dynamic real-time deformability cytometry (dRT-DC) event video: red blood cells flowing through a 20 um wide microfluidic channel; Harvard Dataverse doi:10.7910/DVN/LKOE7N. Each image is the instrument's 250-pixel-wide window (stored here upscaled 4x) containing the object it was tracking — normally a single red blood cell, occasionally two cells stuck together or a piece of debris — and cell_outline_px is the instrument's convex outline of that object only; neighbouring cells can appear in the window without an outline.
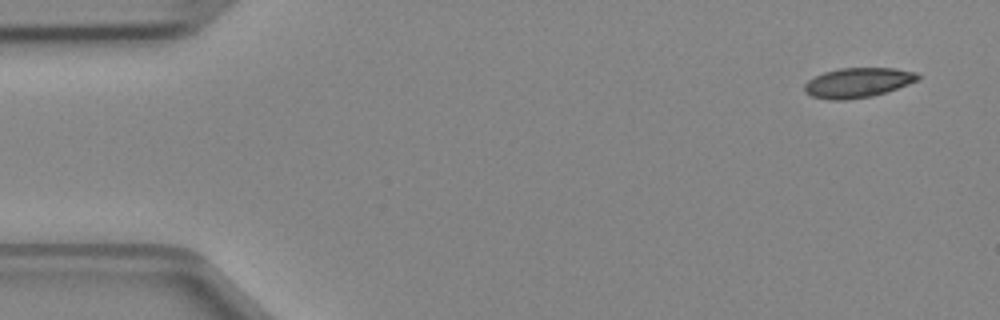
{"species": "Egyptian fruit bat (a non-hibernating species)", "species_latin": "Rousettus aegyptiacus", "temperature_condition": "cold", "stored_images_in_passage": 4, "camera_frame_rate_fps": 3000, "um_per_image_px": 0.085, "animal": {"sex": "female"}, "frame": {"image": 1, "passage_image": 1, "time_ms": 0.0, "image_size_px": [1000, 320], "cell_outline_px": [[920, 80], [872, 96], [844, 100], [828, 100], [812, 96], [804, 92], [804, 84], [808, 80], [824, 72], [840, 68], [892, 68], [916, 72], [920, 76]], "centroid_in_image_um": [72.9, 7.02], "position_along_channel_um": 12.1, "area_um2": 19.59}}
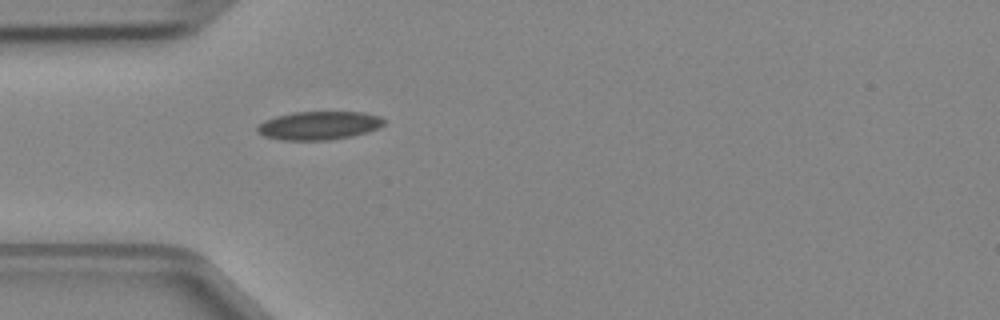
{"frame": {"image": 2, "passage_image": 4, "time_ms": 1.0, "image_size_px": [1000, 320], "cell_outline_px": [[384, 124], [380, 128], [368, 132], [352, 136], [328, 140], [280, 140], [264, 136], [256, 132], [256, 128], [264, 120], [276, 116], [292, 112], [364, 112], [380, 116], [384, 120]], "centroid_in_image_um": [27.11, 10.67], "position_along_channel_um": 57.9, "area_um2": 21.15}}